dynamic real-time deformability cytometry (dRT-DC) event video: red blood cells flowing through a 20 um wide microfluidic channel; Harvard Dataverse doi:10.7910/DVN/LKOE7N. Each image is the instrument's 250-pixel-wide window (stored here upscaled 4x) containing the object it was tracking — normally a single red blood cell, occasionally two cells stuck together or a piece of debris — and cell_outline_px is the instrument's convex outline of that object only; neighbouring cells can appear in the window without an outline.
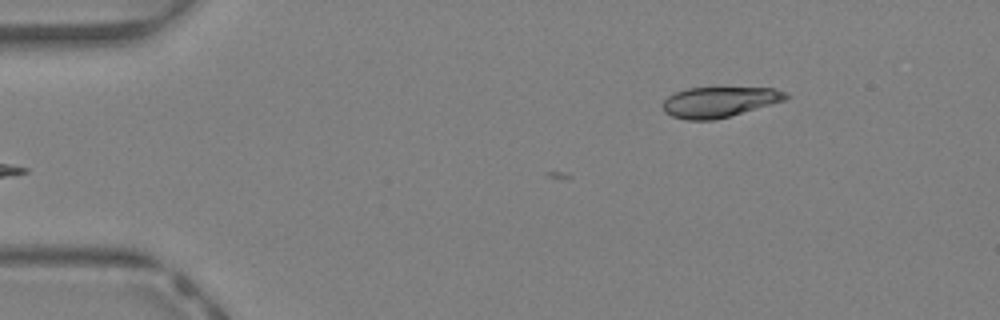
{"species": "Egyptian fruit bat (a non-hibernating species)", "species_latin": "Rousettus aegyptiacus", "temperature_condition": "warm", "stored_images_in_passage": 5, "camera_frame_rate_fps": 3000, "um_per_image_px": 0.085, "animal": {"sex": "female"}, "frame": {"image": 1, "passage_image": 1, "time_ms": 0.0, "image_size_px": [1000, 320], "cell_outline_px": [[788, 96], [784, 100], [728, 116], [712, 120], [688, 120], [672, 116], [664, 112], [664, 100], [668, 96], [676, 92], [688, 88], [772, 88], [784, 92]], "centroid_in_image_um": [61.08, 8.66], "position_along_channel_um": 23.9, "area_um2": 21.21}}